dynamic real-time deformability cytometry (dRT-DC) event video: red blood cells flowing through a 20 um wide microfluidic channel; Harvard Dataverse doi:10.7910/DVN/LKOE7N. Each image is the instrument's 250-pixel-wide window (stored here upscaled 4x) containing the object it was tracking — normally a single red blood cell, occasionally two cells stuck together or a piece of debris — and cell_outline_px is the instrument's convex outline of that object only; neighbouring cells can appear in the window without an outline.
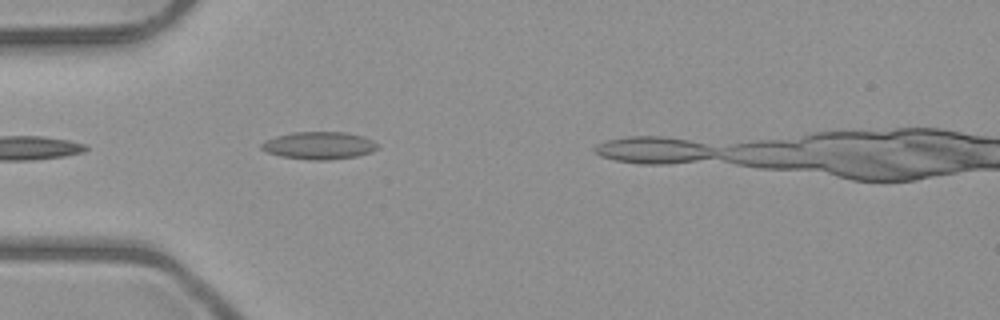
{"species": "common noctule bat (a hibernating species)", "species_latin": "Nyctalus noctula", "temperature_condition": "room temperature", "stored_images_in_passage": 4, "camera_frame_rate_fps": 3000, "um_per_image_px": 0.085, "animal": {"sex": "male", "body_mass_g": 23.1, "forearm_length_mm": 52.7}, "frame": {"image": 1, "passage_image": 3, "time_ms": 2.333, "image_size_px": [1000, 320], "cell_outline_px": [[380, 148], [372, 152], [356, 156], [328, 160], [308, 160], [280, 156], [268, 152], [260, 148], [260, 144], [276, 136], [292, 132], [344, 132], [364, 136], [380, 144]], "centroid_in_image_um": [27.17, 12.37], "position_along_channel_um": 57.8, "area_um2": 18.73}}